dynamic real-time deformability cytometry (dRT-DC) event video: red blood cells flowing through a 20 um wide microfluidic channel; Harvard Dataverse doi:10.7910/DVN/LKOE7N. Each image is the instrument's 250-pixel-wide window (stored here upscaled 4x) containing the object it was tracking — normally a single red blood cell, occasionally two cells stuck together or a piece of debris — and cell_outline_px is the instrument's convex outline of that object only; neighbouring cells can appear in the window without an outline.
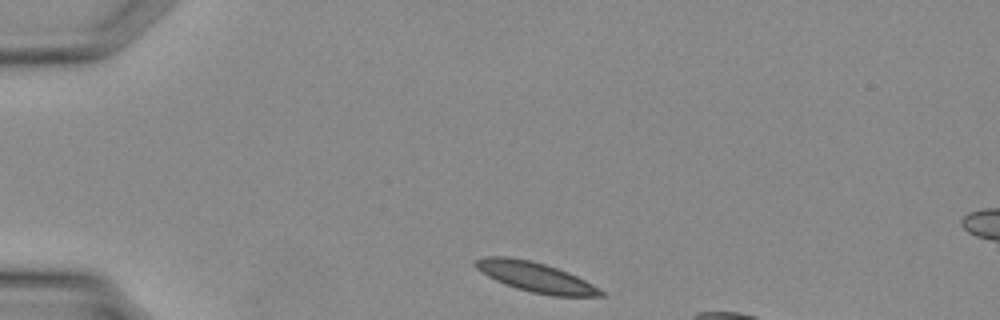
{"species": "Egyptian fruit bat (a non-hibernating species)", "species_latin": "Rousettus aegyptiacus", "temperature_condition": "warm", "stored_images_in_passage": 30, "camera_frame_rate_fps": 3000, "um_per_image_px": 0.085, "animal": {"sex": "female"}, "frame": {"image": 1, "passage_image": 1, "time_ms": 0.0, "image_size_px": [1000, 320], "cell_outline_px": [[604, 296], [552, 296], [532, 292], [516, 288], [504, 284], [480, 272], [472, 264], [472, 260], [484, 256], [508, 256], [532, 260], [556, 268], [576, 276], [592, 284], [604, 292]], "centroid_in_image_um": [45.44, 23.53], "position_along_channel_um": 39.6, "area_um2": 21.79}}
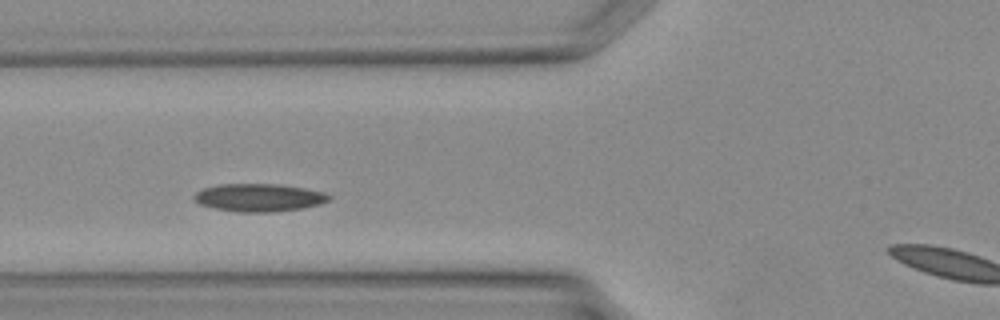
{"frame": {"image": 2, "passage_image": 7, "time_ms": 2.0, "image_size_px": [1000, 320], "cell_outline_px": [[332, 196], [328, 200], [320, 204], [304, 208], [272, 212], [236, 212], [216, 208], [200, 204], [192, 200], [192, 196], [196, 192], [204, 188], [220, 184], [280, 184], [304, 188], [324, 192]], "centroid_in_image_um": [22.01, 16.79], "position_along_channel_um": 103.8, "area_um2": 21.96}}
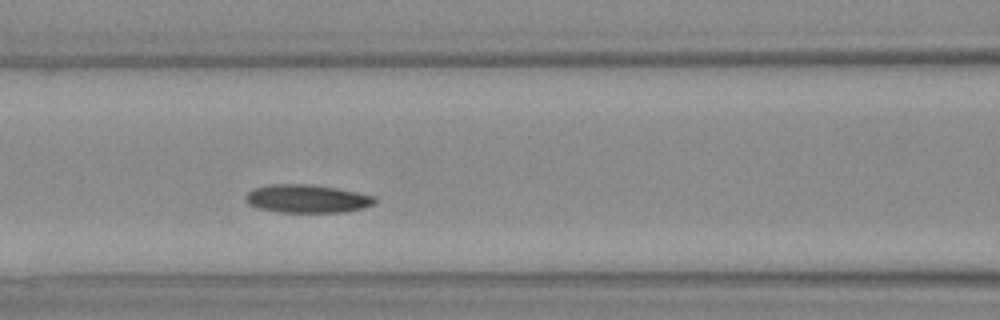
{"frame": {"image": 3, "passage_image": 9, "time_ms": 2.667, "image_size_px": [1000, 320], "cell_outline_px": [[376, 200], [372, 204], [364, 208], [344, 212], [280, 212], [256, 208], [248, 204], [244, 200], [244, 196], [248, 192], [256, 188], [272, 184], [308, 184], [336, 188], [356, 192], [372, 196]], "centroid_in_image_um": [26.05, 16.9], "position_along_channel_um": 140.6, "area_um2": 21.1}}